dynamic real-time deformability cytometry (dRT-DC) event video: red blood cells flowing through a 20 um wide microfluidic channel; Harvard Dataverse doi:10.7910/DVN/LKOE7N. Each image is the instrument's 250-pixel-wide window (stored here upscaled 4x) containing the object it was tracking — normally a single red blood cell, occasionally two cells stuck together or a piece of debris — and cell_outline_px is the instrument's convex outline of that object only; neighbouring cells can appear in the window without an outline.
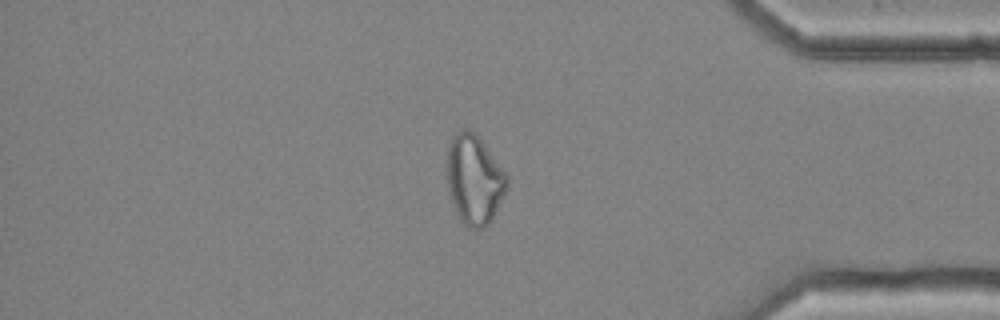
{"species": "common noctule bat (a hibernating species)", "species_latin": "Nyctalus noctula", "temperature_condition": "cold", "stored_images_in_passage": 56, "camera_frame_rate_fps": 3000, "um_per_image_px": 0.085, "animal": {"sex": "female", "body_mass_g": 25.1}, "frame": {"image": 1, "passage_image": 48, "time_ms": 15.667, "image_size_px": [1000, 320], "cell_outline_px": [[508, 188], [488, 224], [480, 228], [468, 228], [460, 220], [456, 212], [452, 200], [448, 184], [448, 148], [452, 136], [460, 128], [468, 128], [480, 140], [508, 176]], "centroid_in_image_um": [40.31, 15.26], "position_along_channel_um": 394.9, "area_um2": 30.58}}